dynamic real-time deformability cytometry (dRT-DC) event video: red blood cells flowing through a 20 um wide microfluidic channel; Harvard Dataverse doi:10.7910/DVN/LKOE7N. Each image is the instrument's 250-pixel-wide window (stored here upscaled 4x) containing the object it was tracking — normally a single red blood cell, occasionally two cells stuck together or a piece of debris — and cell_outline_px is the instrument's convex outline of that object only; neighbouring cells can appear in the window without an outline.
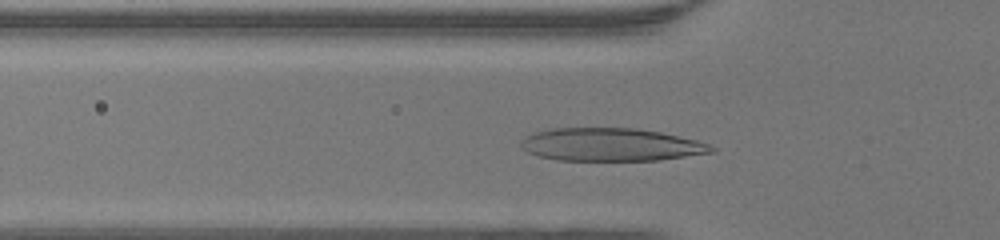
{"species": "human", "species_latin": "Homo sapiens", "temperature_condition": "warm", "stored_images_in_passage": 37, "camera_frame_rate_fps": 3000, "um_per_image_px": 0.085, "donor": {"sex": "female"}, "frame": {"image": 1, "passage_image": 12, "time_ms": 3.667, "image_size_px": [1000, 240], "cell_outline_px": [[716, 152], [660, 160], [556, 160], [536, 156], [520, 148], [520, 140], [524, 136], [536, 132], [552, 128], [636, 128], [660, 132], [696, 140], [708, 144], [716, 148]], "centroid_in_image_um": [51.9, 12.3], "position_along_channel_um": 73.9, "area_um2": 36.76}}
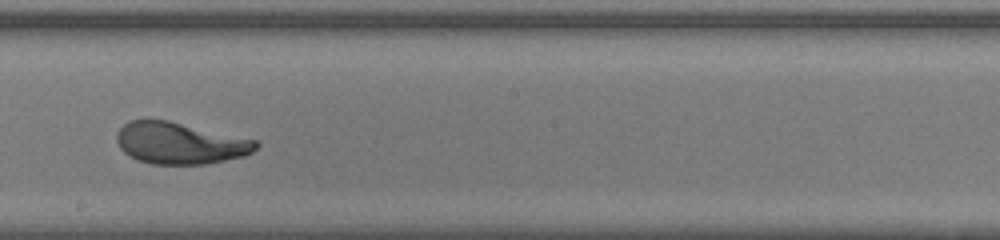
{"frame": {"image": 2, "passage_image": 23, "time_ms": 7.333, "image_size_px": [1000, 240], "cell_outline_px": [[260, 144], [252, 152], [244, 156], [208, 164], [152, 164], [128, 156], [120, 148], [116, 140], [116, 132], [128, 120], [168, 120], [256, 140]], "centroid_in_image_um": [15.28, 12.17], "position_along_channel_um": 232.9, "area_um2": 33.76}}
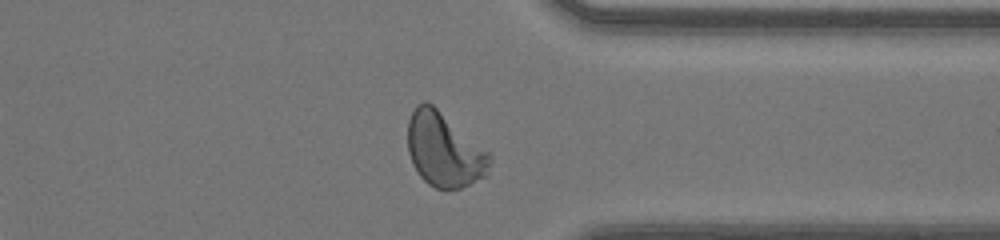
{"frame": {"image": 3, "passage_image": 33, "time_ms": 10.667, "image_size_px": [1000, 240], "cell_outline_px": [[492, 160], [488, 176], [460, 188], [448, 192], [444, 192], [428, 184], [420, 176], [412, 164], [408, 152], [408, 120], [416, 104], [424, 100], [432, 104], [492, 152]], "centroid_in_image_um": [37.81, 12.76], "position_along_channel_um": 373.6, "area_um2": 36.47}, "authors_computed_cell_mechanics": {"area_um2": 34.7378, "velocity_mm_per_s": 4.3547, "shape_relaxation_time_tau1_ms": 3.3886, "shape_relaxation_time_tau2_ms": null, "deformation_change_tau1": 0.22, "deformation_change_tau2": null}}